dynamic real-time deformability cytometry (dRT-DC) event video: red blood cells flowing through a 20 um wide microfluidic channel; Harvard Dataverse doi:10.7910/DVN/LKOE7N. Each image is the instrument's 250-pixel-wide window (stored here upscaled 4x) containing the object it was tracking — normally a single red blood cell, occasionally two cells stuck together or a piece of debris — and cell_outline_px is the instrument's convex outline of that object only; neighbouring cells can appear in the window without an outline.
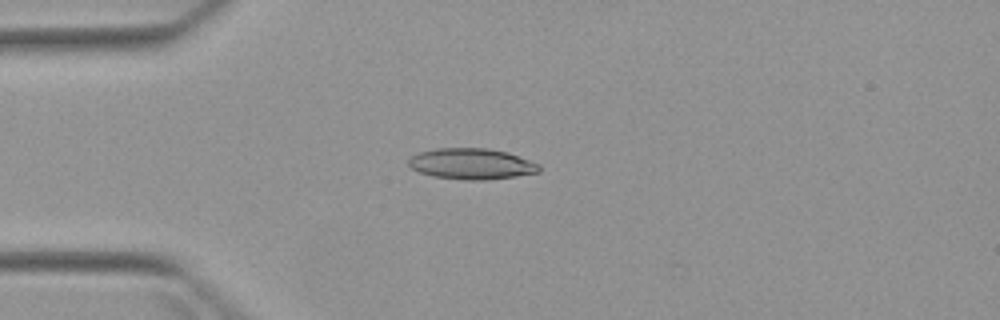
{"species": "Egyptian fruit bat (a non-hibernating species)", "species_latin": "Rousettus aegyptiacus", "temperature_condition": "warm", "stored_images_in_passage": 4, "camera_frame_rate_fps": 3000, "um_per_image_px": 0.085, "animal": {"sex": "female"}, "frame": {"image": 1, "passage_image": 4, "time_ms": 3.333, "image_size_px": [1000, 320], "cell_outline_px": [[540, 172], [516, 176], [488, 180], [464, 180], [432, 176], [420, 172], [412, 168], [408, 164], [408, 160], [412, 156], [420, 152], [436, 148], [488, 148], [508, 152], [540, 164]], "centroid_in_image_um": [40.1, 13.93], "position_along_channel_um": 44.9, "area_um2": 23.64}}